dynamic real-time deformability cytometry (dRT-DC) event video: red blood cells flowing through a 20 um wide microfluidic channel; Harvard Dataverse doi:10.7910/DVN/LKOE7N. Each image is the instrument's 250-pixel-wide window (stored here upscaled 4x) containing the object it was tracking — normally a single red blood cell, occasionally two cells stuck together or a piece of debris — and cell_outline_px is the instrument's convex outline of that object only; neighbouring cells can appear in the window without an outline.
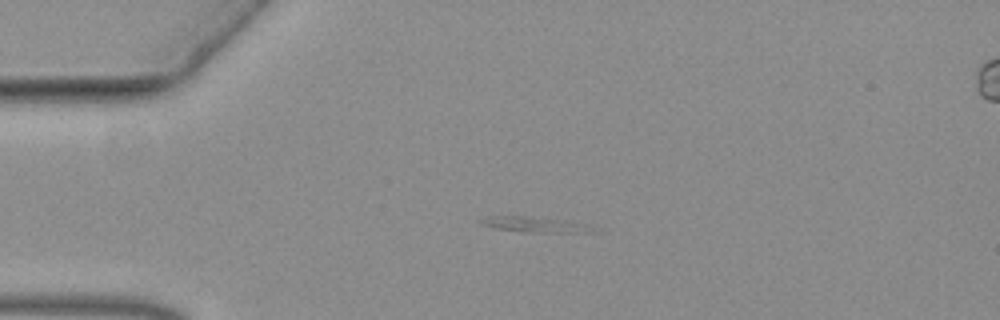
{"species": "common noctule bat (a hibernating species)", "species_latin": "Nyctalus noctula", "temperature_condition": "warm", "stored_images_in_passage": 20, "camera_frame_rate_fps": 3000, "um_per_image_px": 0.085, "animal": {"sex": "female", "body_mass_g": 19.3, "forearm_length_mm": 54.1}, "frame": {"image": 1, "passage_image": 15, "time_ms": 4.667, "image_size_px": [1000, 320], "cell_outline_px": [[600, 232], [524, 232], [492, 228], [480, 224], [476, 220], [488, 216], [524, 216], [564, 220], [584, 224], [600, 228]], "centroid_in_image_um": [45.47, 19.09], "position_along_channel_um": 39.5, "area_um2": 10.29}}